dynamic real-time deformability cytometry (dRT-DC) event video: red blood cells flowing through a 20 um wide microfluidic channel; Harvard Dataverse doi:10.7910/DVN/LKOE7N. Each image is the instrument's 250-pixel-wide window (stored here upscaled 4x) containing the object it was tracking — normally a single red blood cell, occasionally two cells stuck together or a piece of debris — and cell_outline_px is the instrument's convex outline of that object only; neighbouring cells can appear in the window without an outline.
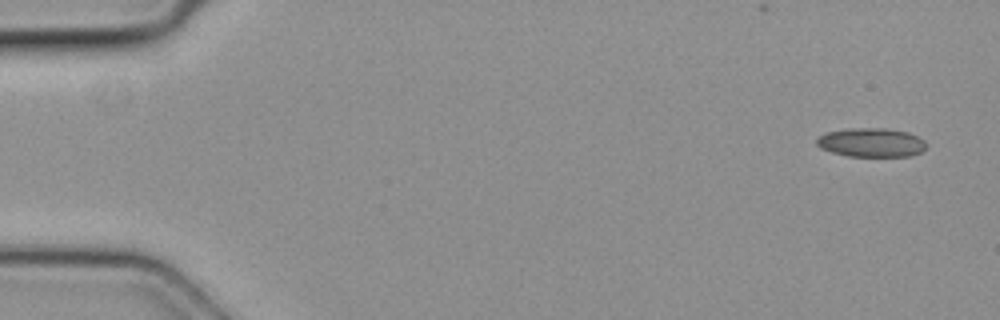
{"species": "common noctule bat (a hibernating species)", "species_latin": "Nyctalus noctula", "temperature_condition": "cold", "stored_images_in_passage": 2, "camera_frame_rate_fps": 3000, "um_per_image_px": 0.085, "animal": {"sex": "female", "body_mass_g": 19.3, "forearm_length_mm": 54.1}, "frame": {"image": 1, "passage_image": 1, "time_ms": 0.0, "image_size_px": [1000, 320], "cell_outline_px": [[928, 144], [920, 152], [912, 156], [848, 156], [832, 152], [820, 148], [816, 144], [816, 140], [824, 132], [848, 128], [888, 128], [908, 132], [924, 140]], "centroid_in_image_um": [74.05, 12.1], "position_along_channel_um": 11.0, "area_um2": 18.61}}